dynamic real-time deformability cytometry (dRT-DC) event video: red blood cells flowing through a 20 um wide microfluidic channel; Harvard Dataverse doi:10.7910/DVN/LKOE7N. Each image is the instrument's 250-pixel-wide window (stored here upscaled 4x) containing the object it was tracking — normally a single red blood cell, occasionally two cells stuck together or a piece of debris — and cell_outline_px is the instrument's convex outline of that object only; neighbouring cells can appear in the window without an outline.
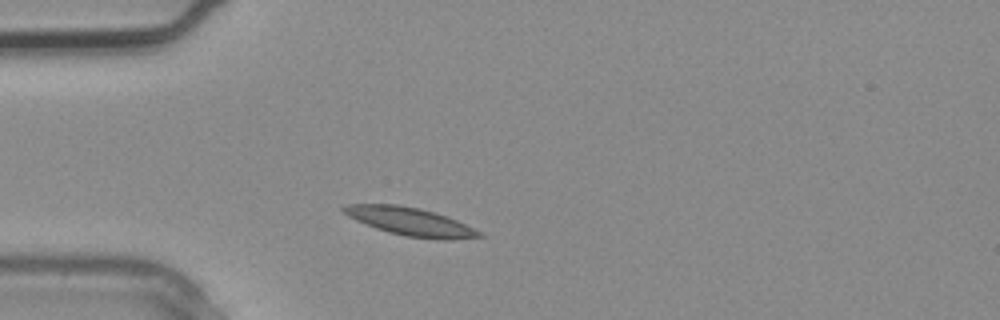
{"species": "common noctule bat (a hibernating species)", "species_latin": "Nyctalus noctula", "temperature_condition": "warm", "stored_images_in_passage": 1, "camera_frame_rate_fps": 3000, "um_per_image_px": 0.085, "animal": {"sex": "male", "body_mass_g": 20.4}, "frame": {"image": 1, "passage_image": 1, "time_ms": 0.0, "image_size_px": [1000, 320], "cell_outline_px": [[484, 236], [448, 240], [436, 240], [408, 236], [388, 232], [376, 228], [356, 220], [348, 216], [340, 208], [344, 204], [400, 204], [420, 208], [448, 216], [480, 232]], "centroid_in_image_um": [34.85, 18.82], "position_along_channel_um": 50.2, "area_um2": 22.14}}